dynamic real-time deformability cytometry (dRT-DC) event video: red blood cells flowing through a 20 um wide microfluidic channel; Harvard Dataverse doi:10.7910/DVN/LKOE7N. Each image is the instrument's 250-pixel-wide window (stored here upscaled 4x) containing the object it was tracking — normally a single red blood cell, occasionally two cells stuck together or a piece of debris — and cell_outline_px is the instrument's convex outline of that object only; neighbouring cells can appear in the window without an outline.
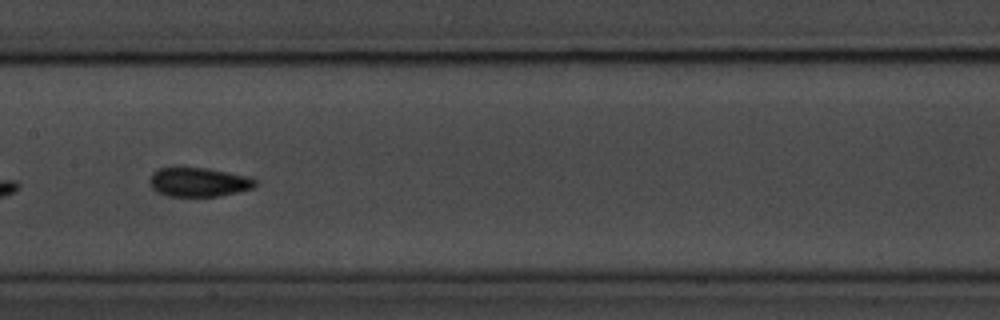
{"species": "common noctule bat (a hibernating species)", "species_latin": "Nyctalus noctula", "temperature_condition": "room temperature", "stored_images_in_passage": 40, "camera_frame_rate_fps": 3000, "um_per_image_px": 0.085, "animal": {"sex": "male", "body_mass_g": 20.1, "forearm_length_mm": 53.5}, "frame": {"image": 1, "passage_image": 12, "time_ms": 3.667, "image_size_px": [1000, 320], "cell_outline_px": [[256, 184], [252, 188], [236, 192], [216, 196], [168, 196], [156, 192], [148, 184], [148, 180], [152, 172], [160, 168], [208, 168], [248, 176], [256, 180]], "centroid_in_image_um": [16.83, 15.48], "position_along_channel_um": 190.6, "area_um2": 17.86}}
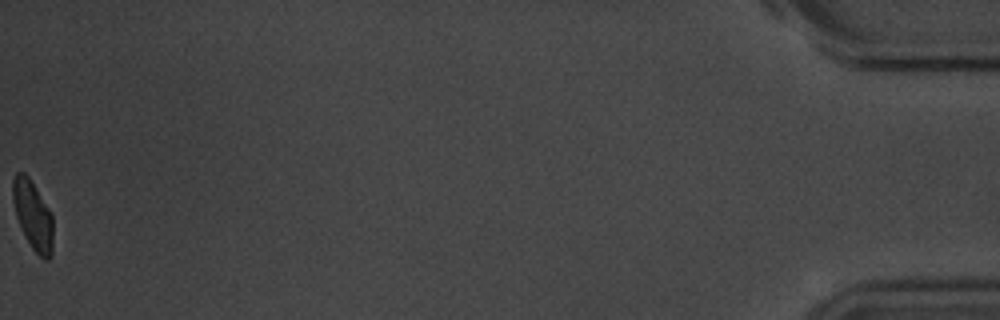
{"frame": {"image": 2, "passage_image": 40, "time_ms": 13.0, "image_size_px": [1000, 320], "cell_outline_px": [[52, 256], [48, 260], [44, 260], [32, 248], [20, 228], [16, 216], [12, 200], [12, 180], [16, 172], [24, 172], [28, 176], [52, 212]], "centroid_in_image_um": [2.78, 18.28], "position_along_channel_um": 432.4, "area_um2": 16.36}, "authors_computed_cell_mechanics": {"area_um2": 17.1088, "velocity_mm_per_s": 3.6759, "shape_relaxation_time_tau1_ms": 3.323, "shape_relaxation_time_tau2_ms": 1.8963, "deformation_change_tau1": 0.1248, "deformation_change_tau2": 0.0599}}